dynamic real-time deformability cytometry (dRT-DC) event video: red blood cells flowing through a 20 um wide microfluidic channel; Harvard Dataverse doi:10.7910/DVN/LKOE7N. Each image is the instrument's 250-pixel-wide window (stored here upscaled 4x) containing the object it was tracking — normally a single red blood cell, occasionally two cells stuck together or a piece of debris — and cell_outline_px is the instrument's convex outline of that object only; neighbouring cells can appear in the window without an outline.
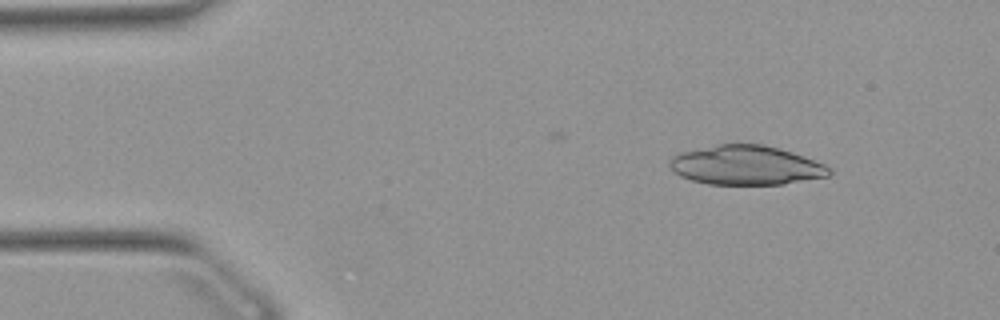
{"species": "Egyptian fruit bat (a non-hibernating species)", "species_latin": "Rousettus aegyptiacus", "temperature_condition": "warm", "stored_images_in_passage": 50, "camera_frame_rate_fps": 3000, "um_per_image_px": 0.085, "animal": {"sex": "female"}, "frame": {"image": 1, "passage_image": 5, "time_ms": 1.333, "image_size_px": [1000, 320], "cell_outline_px": [[832, 172], [828, 176], [784, 184], [708, 184], [692, 180], [680, 176], [668, 164], [668, 160], [672, 156], [680, 152], [720, 144], [764, 144], [780, 148], [804, 156], [824, 164], [832, 168]], "centroid_in_image_um": [63.42, 14.04], "position_along_channel_um": 21.6, "area_um2": 36.53}}